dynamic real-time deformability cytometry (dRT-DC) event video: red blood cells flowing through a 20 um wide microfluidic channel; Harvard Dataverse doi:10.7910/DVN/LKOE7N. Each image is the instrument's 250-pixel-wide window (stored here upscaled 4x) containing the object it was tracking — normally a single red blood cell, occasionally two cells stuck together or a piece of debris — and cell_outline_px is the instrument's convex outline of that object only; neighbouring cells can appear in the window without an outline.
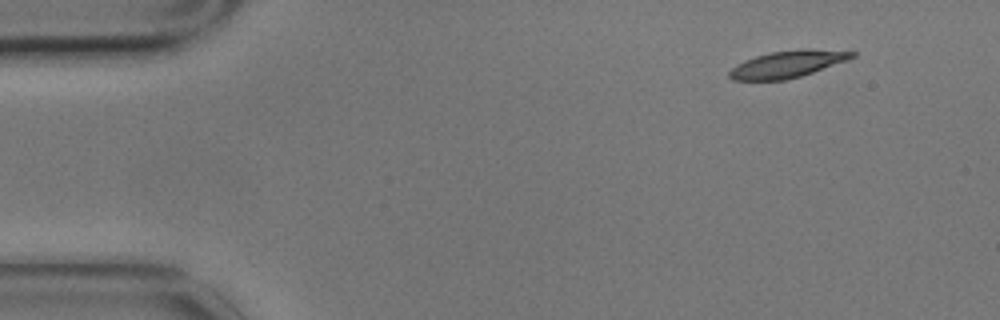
{"species": "common noctule bat (a hibernating species)", "species_latin": "Nyctalus noctula", "temperature_condition": "cold", "stored_images_in_passage": 4, "camera_frame_rate_fps": 3000, "um_per_image_px": 0.085, "animal": {"sex": "male", "body_mass_g": 17.9}, "frame": {"image": 1, "passage_image": 1, "time_ms": 0.0, "image_size_px": [1000, 320], "cell_outline_px": [[856, 56], [848, 60], [800, 76], [784, 80], [732, 80], [728, 76], [728, 72], [736, 64], [744, 60], [756, 56], [772, 52], [800, 48], [804, 48], [856, 52]], "centroid_in_image_um": [66.92, 5.44], "position_along_channel_um": 18.1, "area_um2": 19.19}}
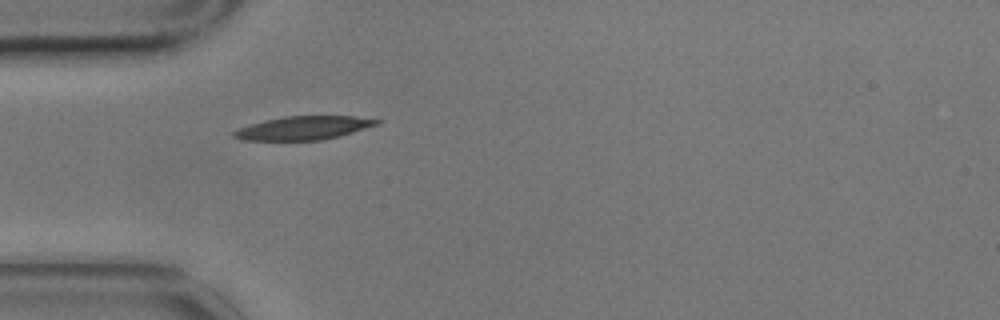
{"frame": {"image": 2, "passage_image": 4, "time_ms": 1.0, "image_size_px": [1000, 320], "cell_outline_px": [[380, 124], [340, 136], [324, 140], [244, 140], [232, 136], [232, 132], [240, 128], [264, 120], [284, 116], [352, 116], [380, 120]], "centroid_in_image_um": [25.82, 10.88], "position_along_channel_um": 59.2, "area_um2": 19.48}}